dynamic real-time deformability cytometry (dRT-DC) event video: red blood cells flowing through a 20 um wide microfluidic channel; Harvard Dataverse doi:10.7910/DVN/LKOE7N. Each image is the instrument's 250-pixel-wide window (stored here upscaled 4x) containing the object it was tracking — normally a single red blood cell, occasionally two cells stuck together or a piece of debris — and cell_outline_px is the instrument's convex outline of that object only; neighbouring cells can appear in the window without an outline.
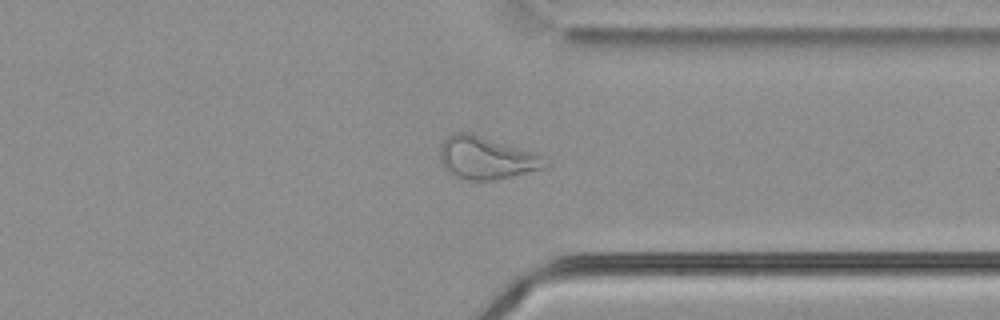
{"species": "common noctule bat (a hibernating species)", "species_latin": "Nyctalus noctula", "temperature_condition": "cold", "stored_images_in_passage": 58, "camera_frame_rate_fps": 3000, "um_per_image_px": 0.085, "animal": {"sex": "male", "body_mass_g": 21.5, "forearm_length_mm": 52.0}, "frame": {"image": 1, "passage_image": 45, "time_ms": 14.667, "image_size_px": [1000, 320], "cell_outline_px": [[548, 164], [544, 168], [496, 180], [460, 180], [452, 176], [444, 168], [440, 160], [440, 144], [448, 136], [456, 132], [472, 132], [536, 152]], "centroid_in_image_um": [41.29, 13.42], "position_along_channel_um": 370.1, "area_um2": 26.47}}
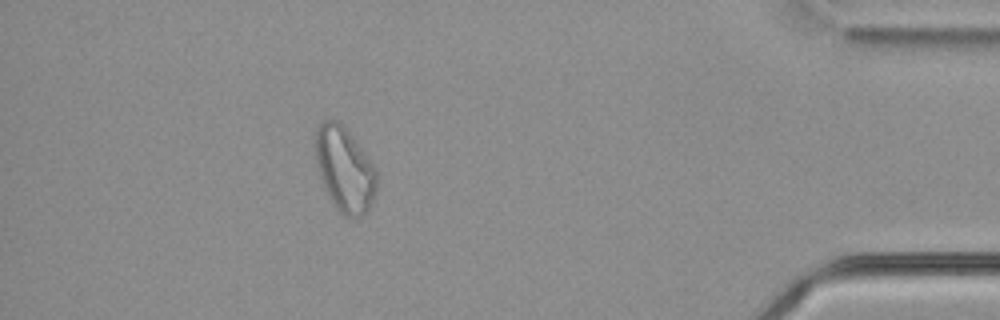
{"frame": {"image": 2, "passage_image": 52, "time_ms": 17.0, "image_size_px": [1000, 320], "cell_outline_px": [[376, 192], [368, 208], [360, 216], [344, 216], [332, 204], [324, 188], [316, 164], [312, 140], [316, 128], [324, 120], [336, 120], [348, 132], [376, 168]], "centroid_in_image_um": [29.23, 14.38], "position_along_channel_um": 406.0, "area_um2": 30.17}, "authors_computed_cell_mechanics": {"area_um2": 29.1312, "velocity_mm_per_s": 3.6361, "shape_relaxation_time_tau1_ms": null, "shape_relaxation_time_tau2_ms": 5.4558, "deformation_change_tau1": null, "deformation_change_tau2": 0.1452}}